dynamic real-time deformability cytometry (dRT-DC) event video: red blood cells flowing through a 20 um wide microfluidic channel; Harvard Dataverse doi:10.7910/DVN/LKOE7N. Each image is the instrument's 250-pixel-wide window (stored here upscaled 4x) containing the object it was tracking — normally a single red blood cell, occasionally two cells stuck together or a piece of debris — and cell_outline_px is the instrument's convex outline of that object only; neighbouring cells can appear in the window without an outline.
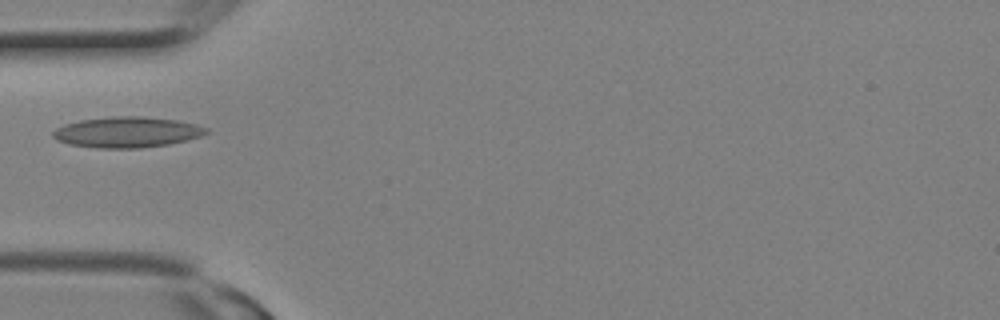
{"species": "Egyptian fruit bat (a non-hibernating species)", "species_latin": "Rousettus aegyptiacus", "temperature_condition": "room temperature", "stored_images_in_passage": 3, "camera_frame_rate_fps": 3000, "um_per_image_px": 0.085, "animal": {"sex": "female"}, "frame": {"image": 1, "passage_image": 3, "time_ms": 0.667, "image_size_px": [1000, 320], "cell_outline_px": [[208, 132], [200, 136], [188, 140], [168, 144], [140, 148], [96, 148], [68, 144], [56, 140], [52, 136], [52, 132], [56, 128], [64, 124], [80, 120], [112, 116], [144, 116], [176, 120], [196, 124], [208, 128]], "centroid_in_image_um": [10.77, 11.23], "position_along_channel_um": 74.2, "area_um2": 27.57}}